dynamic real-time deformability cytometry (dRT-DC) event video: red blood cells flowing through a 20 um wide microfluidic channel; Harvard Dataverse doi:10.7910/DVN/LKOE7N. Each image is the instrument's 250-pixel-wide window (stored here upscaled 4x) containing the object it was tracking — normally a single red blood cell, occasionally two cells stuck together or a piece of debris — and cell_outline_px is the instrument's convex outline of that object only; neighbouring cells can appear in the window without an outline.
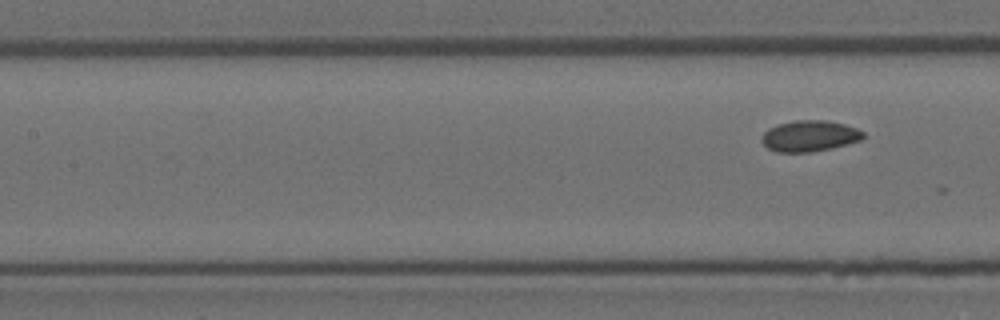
{"species": "Egyptian fruit bat (a non-hibernating species)", "species_latin": "Rousettus aegyptiacus", "temperature_condition": "room temperature", "stored_images_in_passage": 8, "segment_of_instrument_passage": [2, 2], "camera_frame_rate_fps": 3000, "um_per_image_px": 0.085, "animal": {"sex": "female"}, "frame": {"image": 1, "passage_image": 8, "time_ms": 8.667, "image_size_px": [1000, 320], "cell_outline_px": [[864, 140], [832, 148], [812, 152], [776, 152], [768, 148], [760, 140], [764, 132], [768, 128], [792, 120], [828, 120], [844, 124], [856, 128], [864, 132]], "centroid_in_image_um": [68.83, 11.56], "position_along_channel_um": 138.6, "area_um2": 18.55}}